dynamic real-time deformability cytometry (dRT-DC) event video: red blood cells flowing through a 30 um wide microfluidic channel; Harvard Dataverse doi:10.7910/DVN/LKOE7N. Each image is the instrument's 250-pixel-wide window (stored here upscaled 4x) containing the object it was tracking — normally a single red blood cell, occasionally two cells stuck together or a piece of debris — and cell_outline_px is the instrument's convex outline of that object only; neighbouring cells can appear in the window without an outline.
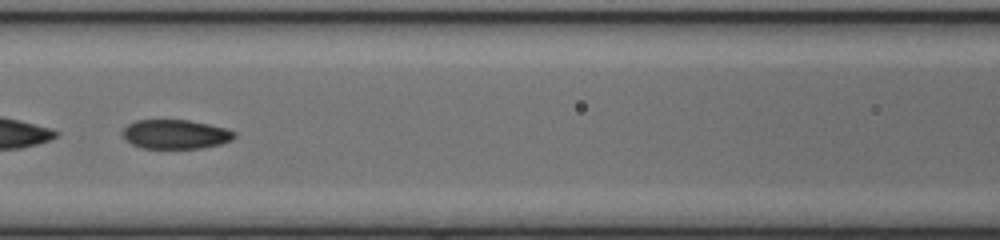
{"species": "common noctule bat (a hibernating species)", "species_latin": "Nyctalus noctula", "temperature_condition": "cold", "stored_images_in_passage": 30, "camera_frame_rate_fps": 3000, "um_per_image_px": 0.085, "animal": {"sex": "female", "body_mass_g": 17.0, "forearm_length_mm": 48.0}, "frame": {"image": 1, "passage_image": 9, "time_ms": 2.667, "image_size_px": [1000, 240], "cell_outline_px": [[236, 136], [232, 140], [220, 144], [204, 148], [140, 148], [124, 140], [120, 132], [128, 124], [136, 120], [188, 120], [228, 128], [236, 132]], "centroid_in_image_um": [14.91, 11.41], "position_along_channel_um": 151.7, "area_um2": 19.31}}
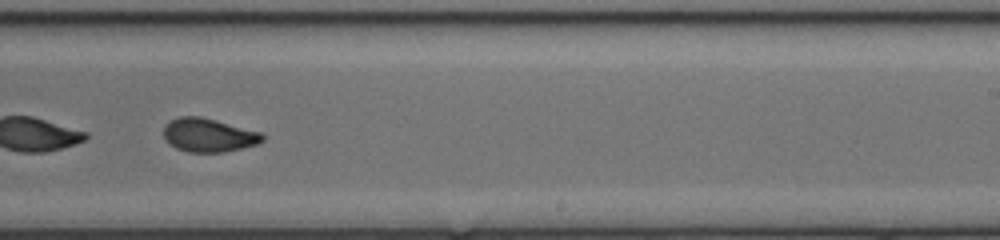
{"frame": {"image": 2, "passage_image": 18, "time_ms": 5.667, "image_size_px": [1000, 240], "cell_outline_px": [[264, 140], [256, 144], [224, 152], [188, 152], [176, 148], [164, 136], [164, 124], [180, 116], [200, 116], [216, 120], [260, 132], [264, 136]], "centroid_in_image_um": [17.72, 11.48], "position_along_channel_um": 271.3, "area_um2": 19.07}, "authors_computed_cell_mechanics": {"area_um2": 19.6231, "velocity_mm_per_s": 4.0004, "shape_relaxation_time_tau1_ms": 8.3178, "shape_relaxation_time_tau2_ms": 1.9829, "deformation_change_tau1": 0.2121, "deformation_change_tau2": 0.0647}}